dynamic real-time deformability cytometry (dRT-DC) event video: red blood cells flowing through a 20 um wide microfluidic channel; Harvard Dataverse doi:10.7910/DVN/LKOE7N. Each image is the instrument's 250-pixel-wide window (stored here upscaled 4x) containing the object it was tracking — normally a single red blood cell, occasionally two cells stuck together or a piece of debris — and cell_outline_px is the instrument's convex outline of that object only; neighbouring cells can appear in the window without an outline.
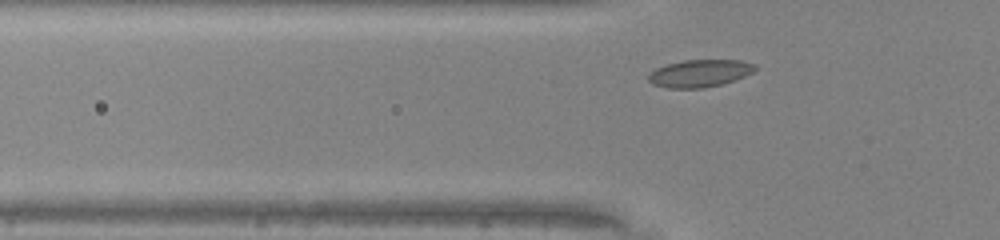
{"species": "common noctule bat (a hibernating species)", "species_latin": "Nyctalus noctula", "temperature_condition": "warm", "stored_images_in_passage": 27, "camera_frame_rate_fps": 3000, "um_per_image_px": 0.085, "animal": {"sex": "male", "body_mass_g": 20.0, "forearm_length_mm": 53.3}, "frame": {"image": 1, "passage_image": 3, "time_ms": 0.667, "image_size_px": [1000, 240], "cell_outline_px": [[756, 68], [752, 72], [736, 80], [704, 88], [668, 88], [652, 84], [648, 80], [648, 76], [656, 68], [668, 64], [684, 60], [740, 60], [756, 64]], "centroid_in_image_um": [59.48, 6.23], "position_along_channel_um": 66.3, "area_um2": 16.94}}
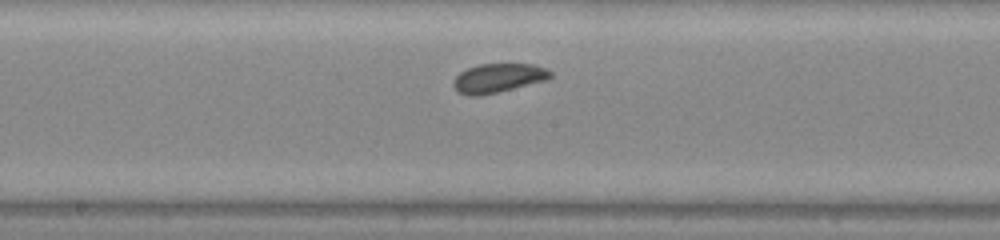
{"frame": {"image": 2, "passage_image": 13, "time_ms": 4.0, "image_size_px": [1000, 240], "cell_outline_px": [[552, 76], [548, 80], [480, 96], [468, 96], [460, 92], [452, 84], [456, 76], [460, 72], [468, 68], [480, 64], [532, 64], [544, 68], [552, 72]], "centroid_in_image_um": [42.36, 6.63], "position_along_channel_um": 205.8, "area_um2": 16.3}}
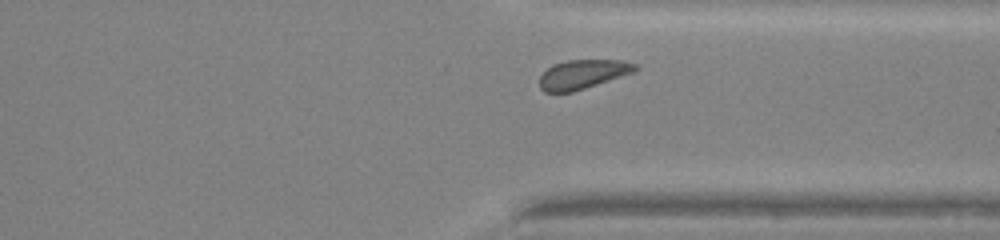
{"frame": {"image": 3, "passage_image": 24, "time_ms": 7.667, "image_size_px": [1000, 240], "cell_outline_px": [[640, 68], [636, 72], [572, 92], [544, 92], [540, 88], [540, 76], [552, 64], [568, 60], [624, 60], [636, 64]], "centroid_in_image_um": [49.57, 6.3], "position_along_channel_um": 361.8, "area_um2": 16.36}, "authors_computed_cell_mechanics": {"area_um2": 16.3574, "velocity_mm_per_s": 4.2407, "shape_relaxation_time_tau1_ms": 2.0616, "shape_relaxation_time_tau2_ms": 2.5258, "deformation_change_tau1": 0.0711, "deformation_change_tau2": 0.0701}}